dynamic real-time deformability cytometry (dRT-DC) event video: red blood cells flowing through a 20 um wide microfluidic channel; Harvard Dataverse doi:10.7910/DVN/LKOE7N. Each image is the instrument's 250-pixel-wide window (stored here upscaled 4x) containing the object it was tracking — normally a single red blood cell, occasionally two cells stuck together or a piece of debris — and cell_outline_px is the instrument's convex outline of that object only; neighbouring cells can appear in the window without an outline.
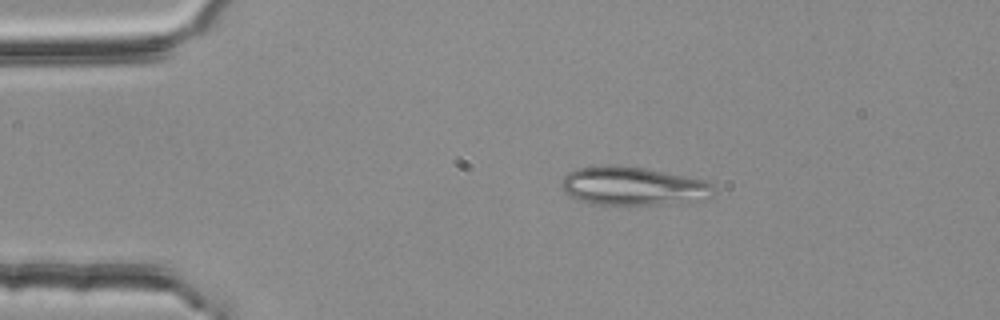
{"species": "common noctule bat (a hibernating species)", "species_latin": "Nyctalus noctula", "temperature_condition": "room temperature", "stored_images_in_passage": 46, "camera_frame_rate_fps": 3000, "um_per_image_px": 0.085, "animal": {"sex": "female", "body_mass_g": 25.1}, "frame": {"image": 1, "passage_image": 3, "time_ms": 0.667, "image_size_px": [1000, 320], "cell_outline_px": [[716, 188], [660, 204], [600, 204], [580, 200], [564, 192], [564, 176], [568, 172], [580, 168], [612, 164], [644, 168], [704, 180], [712, 184]], "centroid_in_image_um": [53.56, 15.75], "position_along_channel_um": 31.4, "area_um2": 31.73}}
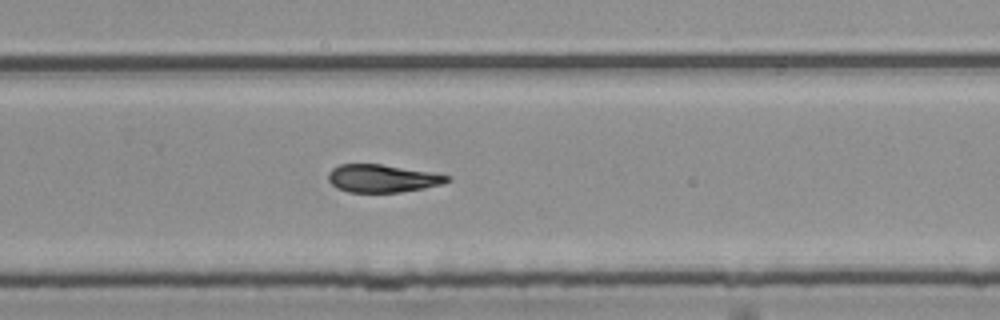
{"frame": {"image": 2, "passage_image": 28, "time_ms": 9.0, "image_size_px": [1000, 320], "cell_outline_px": [[452, 180], [440, 184], [424, 188], [400, 192], [348, 192], [336, 188], [328, 180], [328, 172], [332, 168], [340, 164], [380, 164], [432, 172], [452, 176]], "centroid_in_image_um": [32.5, 15.16], "position_along_channel_um": 297.3, "area_um2": 19.31}}
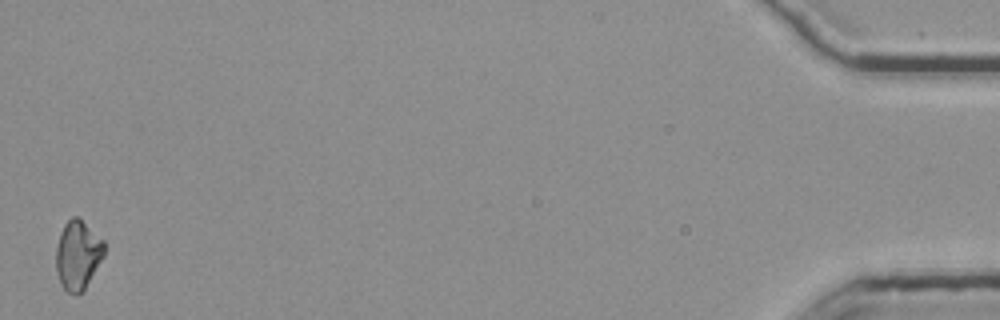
{"frame": {"image": 3, "passage_image": 46, "time_ms": 15.0, "image_size_px": [1000, 320], "cell_outline_px": [[104, 256], [84, 288], [76, 296], [68, 292], [60, 284], [56, 272], [56, 248], [60, 232], [64, 224], [72, 216], [76, 216], [104, 240]], "centroid_in_image_um": [6.59, 21.67], "position_along_channel_um": 428.6, "area_um2": 19.25}, "authors_computed_cell_mechanics": {"area_um2": 19.9699, "velocity_mm_per_s": 3.8, "shape_relaxation_time_tau1_ms": null, "shape_relaxation_time_tau2_ms": 3.0401, "deformation_change_tau1": null, "deformation_change_tau2": 0.0946}}